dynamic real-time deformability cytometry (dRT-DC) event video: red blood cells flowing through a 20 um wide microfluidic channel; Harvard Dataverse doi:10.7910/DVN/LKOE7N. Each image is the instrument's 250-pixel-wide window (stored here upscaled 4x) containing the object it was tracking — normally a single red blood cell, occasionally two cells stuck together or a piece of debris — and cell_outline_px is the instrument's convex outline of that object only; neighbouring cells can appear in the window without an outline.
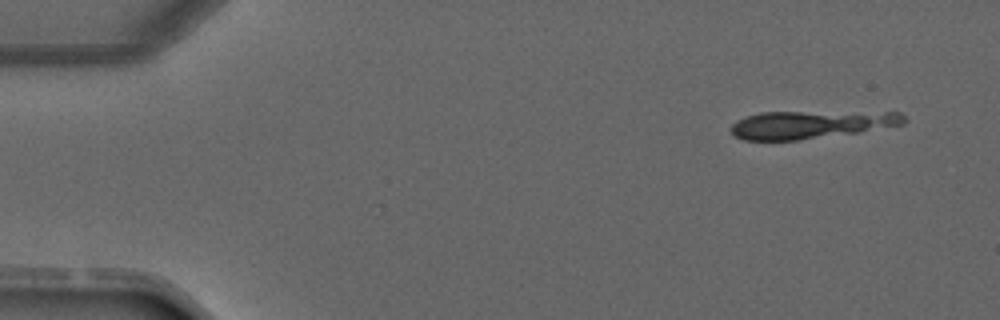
{"species": "common noctule bat (a hibernating species)", "species_latin": "Nyctalus noctula", "temperature_condition": "warm", "stored_images_in_passage": 4, "camera_frame_rate_fps": 3000, "um_per_image_px": 0.085, "animal": {"sex": "male", "forearm_length_mm": 52.5}, "frame": {"image": 1, "passage_image": 1, "time_ms": 0.0, "image_size_px": [1000, 320], "cell_outline_px": [[908, 120], [904, 124], [856, 132], [796, 140], [744, 140], [736, 136], [732, 132], [732, 124], [736, 120], [760, 112], [900, 112]], "centroid_in_image_um": [68.93, 10.57], "position_along_channel_um": 16.1, "area_um2": 27.69}}